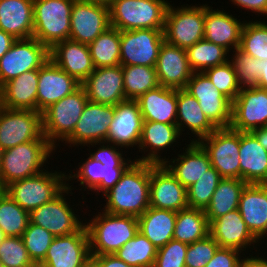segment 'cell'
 <instances>
[{
    "label": "cell",
    "instance_id": "cell-46",
    "mask_svg": "<svg viewBox=\"0 0 267 267\" xmlns=\"http://www.w3.org/2000/svg\"><path fill=\"white\" fill-rule=\"evenodd\" d=\"M21 237L29 257L36 266L44 260L48 248L55 238L43 227L30 222Z\"/></svg>",
    "mask_w": 267,
    "mask_h": 267
},
{
    "label": "cell",
    "instance_id": "cell-34",
    "mask_svg": "<svg viewBox=\"0 0 267 267\" xmlns=\"http://www.w3.org/2000/svg\"><path fill=\"white\" fill-rule=\"evenodd\" d=\"M38 69L22 73L2 86V104L8 109L37 111Z\"/></svg>",
    "mask_w": 267,
    "mask_h": 267
},
{
    "label": "cell",
    "instance_id": "cell-39",
    "mask_svg": "<svg viewBox=\"0 0 267 267\" xmlns=\"http://www.w3.org/2000/svg\"><path fill=\"white\" fill-rule=\"evenodd\" d=\"M187 59L193 72L225 64L230 58L229 51L213 42L202 39L186 49Z\"/></svg>",
    "mask_w": 267,
    "mask_h": 267
},
{
    "label": "cell",
    "instance_id": "cell-50",
    "mask_svg": "<svg viewBox=\"0 0 267 267\" xmlns=\"http://www.w3.org/2000/svg\"><path fill=\"white\" fill-rule=\"evenodd\" d=\"M187 249L188 244L172 239L157 249L153 267H185Z\"/></svg>",
    "mask_w": 267,
    "mask_h": 267
},
{
    "label": "cell",
    "instance_id": "cell-35",
    "mask_svg": "<svg viewBox=\"0 0 267 267\" xmlns=\"http://www.w3.org/2000/svg\"><path fill=\"white\" fill-rule=\"evenodd\" d=\"M176 216L175 211L149 207L137 217L138 231L159 249L173 239Z\"/></svg>",
    "mask_w": 267,
    "mask_h": 267
},
{
    "label": "cell",
    "instance_id": "cell-48",
    "mask_svg": "<svg viewBox=\"0 0 267 267\" xmlns=\"http://www.w3.org/2000/svg\"><path fill=\"white\" fill-rule=\"evenodd\" d=\"M204 73L208 76L217 90L231 101H233L241 91L235 71L229 61L225 64L208 68Z\"/></svg>",
    "mask_w": 267,
    "mask_h": 267
},
{
    "label": "cell",
    "instance_id": "cell-38",
    "mask_svg": "<svg viewBox=\"0 0 267 267\" xmlns=\"http://www.w3.org/2000/svg\"><path fill=\"white\" fill-rule=\"evenodd\" d=\"M94 68L120 65V30L109 27L89 45Z\"/></svg>",
    "mask_w": 267,
    "mask_h": 267
},
{
    "label": "cell",
    "instance_id": "cell-62",
    "mask_svg": "<svg viewBox=\"0 0 267 267\" xmlns=\"http://www.w3.org/2000/svg\"><path fill=\"white\" fill-rule=\"evenodd\" d=\"M83 267H103L93 256H91Z\"/></svg>",
    "mask_w": 267,
    "mask_h": 267
},
{
    "label": "cell",
    "instance_id": "cell-31",
    "mask_svg": "<svg viewBox=\"0 0 267 267\" xmlns=\"http://www.w3.org/2000/svg\"><path fill=\"white\" fill-rule=\"evenodd\" d=\"M240 179L267 184V150L251 132H240Z\"/></svg>",
    "mask_w": 267,
    "mask_h": 267
},
{
    "label": "cell",
    "instance_id": "cell-53",
    "mask_svg": "<svg viewBox=\"0 0 267 267\" xmlns=\"http://www.w3.org/2000/svg\"><path fill=\"white\" fill-rule=\"evenodd\" d=\"M132 163H105L102 167V181L93 189L97 194L99 191L104 195L121 178L122 174Z\"/></svg>",
    "mask_w": 267,
    "mask_h": 267
},
{
    "label": "cell",
    "instance_id": "cell-2",
    "mask_svg": "<svg viewBox=\"0 0 267 267\" xmlns=\"http://www.w3.org/2000/svg\"><path fill=\"white\" fill-rule=\"evenodd\" d=\"M54 150L48 140L29 141L5 149L0 163V190L14 181L43 172Z\"/></svg>",
    "mask_w": 267,
    "mask_h": 267
},
{
    "label": "cell",
    "instance_id": "cell-36",
    "mask_svg": "<svg viewBox=\"0 0 267 267\" xmlns=\"http://www.w3.org/2000/svg\"><path fill=\"white\" fill-rule=\"evenodd\" d=\"M246 185V182L237 178H223L219 182L209 206L205 209L209 224L214 219L238 209L240 196Z\"/></svg>",
    "mask_w": 267,
    "mask_h": 267
},
{
    "label": "cell",
    "instance_id": "cell-4",
    "mask_svg": "<svg viewBox=\"0 0 267 267\" xmlns=\"http://www.w3.org/2000/svg\"><path fill=\"white\" fill-rule=\"evenodd\" d=\"M166 0H114L109 6L111 27L120 31L164 29Z\"/></svg>",
    "mask_w": 267,
    "mask_h": 267
},
{
    "label": "cell",
    "instance_id": "cell-10",
    "mask_svg": "<svg viewBox=\"0 0 267 267\" xmlns=\"http://www.w3.org/2000/svg\"><path fill=\"white\" fill-rule=\"evenodd\" d=\"M199 143L207 151L212 167L222 178L240 179V132L231 127L217 128Z\"/></svg>",
    "mask_w": 267,
    "mask_h": 267
},
{
    "label": "cell",
    "instance_id": "cell-26",
    "mask_svg": "<svg viewBox=\"0 0 267 267\" xmlns=\"http://www.w3.org/2000/svg\"><path fill=\"white\" fill-rule=\"evenodd\" d=\"M209 234L219 247L233 248L240 252L259 242L247 228L238 209L214 219L209 224Z\"/></svg>",
    "mask_w": 267,
    "mask_h": 267
},
{
    "label": "cell",
    "instance_id": "cell-49",
    "mask_svg": "<svg viewBox=\"0 0 267 267\" xmlns=\"http://www.w3.org/2000/svg\"><path fill=\"white\" fill-rule=\"evenodd\" d=\"M218 247V243L210 234L189 244L185 257V267H205L213 258Z\"/></svg>",
    "mask_w": 267,
    "mask_h": 267
},
{
    "label": "cell",
    "instance_id": "cell-52",
    "mask_svg": "<svg viewBox=\"0 0 267 267\" xmlns=\"http://www.w3.org/2000/svg\"><path fill=\"white\" fill-rule=\"evenodd\" d=\"M88 145L86 146L89 147V149H90V145L91 147L94 145H98V146L100 145V147L96 151L89 153V155L93 159L102 163L103 165L105 163H133L134 162L130 158L127 159L123 157L124 154H123V150L121 149L122 147H119V146L116 147V145L114 144L107 143V142H100V143H91ZM119 148L121 149V151H119L120 150Z\"/></svg>",
    "mask_w": 267,
    "mask_h": 267
},
{
    "label": "cell",
    "instance_id": "cell-20",
    "mask_svg": "<svg viewBox=\"0 0 267 267\" xmlns=\"http://www.w3.org/2000/svg\"><path fill=\"white\" fill-rule=\"evenodd\" d=\"M88 101L116 105L125 98L122 65L99 67L81 83Z\"/></svg>",
    "mask_w": 267,
    "mask_h": 267
},
{
    "label": "cell",
    "instance_id": "cell-28",
    "mask_svg": "<svg viewBox=\"0 0 267 267\" xmlns=\"http://www.w3.org/2000/svg\"><path fill=\"white\" fill-rule=\"evenodd\" d=\"M180 136L177 125L143 121L137 148L139 152L143 150L144 154L147 151L149 152L146 156L142 155V157L134 161L163 164L165 159L161 157L160 151L168 150L174 143H178L176 140H179Z\"/></svg>",
    "mask_w": 267,
    "mask_h": 267
},
{
    "label": "cell",
    "instance_id": "cell-60",
    "mask_svg": "<svg viewBox=\"0 0 267 267\" xmlns=\"http://www.w3.org/2000/svg\"><path fill=\"white\" fill-rule=\"evenodd\" d=\"M251 133L256 137L261 146L267 150V126L254 129Z\"/></svg>",
    "mask_w": 267,
    "mask_h": 267
},
{
    "label": "cell",
    "instance_id": "cell-9",
    "mask_svg": "<svg viewBox=\"0 0 267 267\" xmlns=\"http://www.w3.org/2000/svg\"><path fill=\"white\" fill-rule=\"evenodd\" d=\"M69 184L71 183L68 182L67 186L51 201L32 210L29 213L30 223L43 227L54 237L78 232L85 223H82L83 220L79 219V215H76L69 202H66L65 194L73 195L70 192L74 189L73 185Z\"/></svg>",
    "mask_w": 267,
    "mask_h": 267
},
{
    "label": "cell",
    "instance_id": "cell-37",
    "mask_svg": "<svg viewBox=\"0 0 267 267\" xmlns=\"http://www.w3.org/2000/svg\"><path fill=\"white\" fill-rule=\"evenodd\" d=\"M209 235L205 211L187 207L177 212L173 239L192 244Z\"/></svg>",
    "mask_w": 267,
    "mask_h": 267
},
{
    "label": "cell",
    "instance_id": "cell-6",
    "mask_svg": "<svg viewBox=\"0 0 267 267\" xmlns=\"http://www.w3.org/2000/svg\"><path fill=\"white\" fill-rule=\"evenodd\" d=\"M65 174L66 172L45 170L35 176L14 181L3 190L30 213L51 201L67 186Z\"/></svg>",
    "mask_w": 267,
    "mask_h": 267
},
{
    "label": "cell",
    "instance_id": "cell-17",
    "mask_svg": "<svg viewBox=\"0 0 267 267\" xmlns=\"http://www.w3.org/2000/svg\"><path fill=\"white\" fill-rule=\"evenodd\" d=\"M90 257L89 235L84 225L76 233L55 237L37 267H83Z\"/></svg>",
    "mask_w": 267,
    "mask_h": 267
},
{
    "label": "cell",
    "instance_id": "cell-57",
    "mask_svg": "<svg viewBox=\"0 0 267 267\" xmlns=\"http://www.w3.org/2000/svg\"><path fill=\"white\" fill-rule=\"evenodd\" d=\"M251 256V257H249ZM247 258L243 257L241 258L240 267H267V260L259 256H252L249 254Z\"/></svg>",
    "mask_w": 267,
    "mask_h": 267
},
{
    "label": "cell",
    "instance_id": "cell-32",
    "mask_svg": "<svg viewBox=\"0 0 267 267\" xmlns=\"http://www.w3.org/2000/svg\"><path fill=\"white\" fill-rule=\"evenodd\" d=\"M177 127L181 135L186 128L191 131L197 138H191V142H199L217 129L202 112L197 99L185 89H177Z\"/></svg>",
    "mask_w": 267,
    "mask_h": 267
},
{
    "label": "cell",
    "instance_id": "cell-8",
    "mask_svg": "<svg viewBox=\"0 0 267 267\" xmlns=\"http://www.w3.org/2000/svg\"><path fill=\"white\" fill-rule=\"evenodd\" d=\"M205 4L181 5L175 8L169 4L164 27L165 41L179 48L187 49L204 39Z\"/></svg>",
    "mask_w": 267,
    "mask_h": 267
},
{
    "label": "cell",
    "instance_id": "cell-7",
    "mask_svg": "<svg viewBox=\"0 0 267 267\" xmlns=\"http://www.w3.org/2000/svg\"><path fill=\"white\" fill-rule=\"evenodd\" d=\"M87 102L86 91L80 86L42 112L43 134L55 148L57 140L64 143L73 133Z\"/></svg>",
    "mask_w": 267,
    "mask_h": 267
},
{
    "label": "cell",
    "instance_id": "cell-25",
    "mask_svg": "<svg viewBox=\"0 0 267 267\" xmlns=\"http://www.w3.org/2000/svg\"><path fill=\"white\" fill-rule=\"evenodd\" d=\"M185 152L178 154V158L165 159L163 163L176 179L187 189L196 183L211 167L207 151L199 142H189Z\"/></svg>",
    "mask_w": 267,
    "mask_h": 267
},
{
    "label": "cell",
    "instance_id": "cell-66",
    "mask_svg": "<svg viewBox=\"0 0 267 267\" xmlns=\"http://www.w3.org/2000/svg\"><path fill=\"white\" fill-rule=\"evenodd\" d=\"M0 267H4L3 264H2V262H1V260H0Z\"/></svg>",
    "mask_w": 267,
    "mask_h": 267
},
{
    "label": "cell",
    "instance_id": "cell-19",
    "mask_svg": "<svg viewBox=\"0 0 267 267\" xmlns=\"http://www.w3.org/2000/svg\"><path fill=\"white\" fill-rule=\"evenodd\" d=\"M150 207L178 212L188 206L187 189L164 164L150 163Z\"/></svg>",
    "mask_w": 267,
    "mask_h": 267
},
{
    "label": "cell",
    "instance_id": "cell-11",
    "mask_svg": "<svg viewBox=\"0 0 267 267\" xmlns=\"http://www.w3.org/2000/svg\"><path fill=\"white\" fill-rule=\"evenodd\" d=\"M34 140H47L43 134L42 113L2 107L0 146L5 150Z\"/></svg>",
    "mask_w": 267,
    "mask_h": 267
},
{
    "label": "cell",
    "instance_id": "cell-29",
    "mask_svg": "<svg viewBox=\"0 0 267 267\" xmlns=\"http://www.w3.org/2000/svg\"><path fill=\"white\" fill-rule=\"evenodd\" d=\"M243 22V23H242ZM237 20L225 10H213L205 4L204 39L230 50L240 46L244 21Z\"/></svg>",
    "mask_w": 267,
    "mask_h": 267
},
{
    "label": "cell",
    "instance_id": "cell-27",
    "mask_svg": "<svg viewBox=\"0 0 267 267\" xmlns=\"http://www.w3.org/2000/svg\"><path fill=\"white\" fill-rule=\"evenodd\" d=\"M49 58L80 83L95 69L89 46L70 39L56 43L49 50Z\"/></svg>",
    "mask_w": 267,
    "mask_h": 267
},
{
    "label": "cell",
    "instance_id": "cell-45",
    "mask_svg": "<svg viewBox=\"0 0 267 267\" xmlns=\"http://www.w3.org/2000/svg\"><path fill=\"white\" fill-rule=\"evenodd\" d=\"M235 52V54H234ZM229 62L232 64L240 89L258 86L260 78V59L254 58L237 48L233 50Z\"/></svg>",
    "mask_w": 267,
    "mask_h": 267
},
{
    "label": "cell",
    "instance_id": "cell-51",
    "mask_svg": "<svg viewBox=\"0 0 267 267\" xmlns=\"http://www.w3.org/2000/svg\"><path fill=\"white\" fill-rule=\"evenodd\" d=\"M104 165L99 161L93 159L91 156L86 159V161H82L81 166L79 165L78 171L73 172L70 171L69 174L66 175L67 181L76 180L80 182L79 186L81 185L83 188L89 189L87 191H93V189L102 181V167ZM72 174V175H71Z\"/></svg>",
    "mask_w": 267,
    "mask_h": 267
},
{
    "label": "cell",
    "instance_id": "cell-23",
    "mask_svg": "<svg viewBox=\"0 0 267 267\" xmlns=\"http://www.w3.org/2000/svg\"><path fill=\"white\" fill-rule=\"evenodd\" d=\"M155 69L159 84L173 89H185L193 74L186 49L166 41L161 45Z\"/></svg>",
    "mask_w": 267,
    "mask_h": 267
},
{
    "label": "cell",
    "instance_id": "cell-56",
    "mask_svg": "<svg viewBox=\"0 0 267 267\" xmlns=\"http://www.w3.org/2000/svg\"><path fill=\"white\" fill-rule=\"evenodd\" d=\"M91 256H93L103 267H132L120 260L115 254Z\"/></svg>",
    "mask_w": 267,
    "mask_h": 267
},
{
    "label": "cell",
    "instance_id": "cell-64",
    "mask_svg": "<svg viewBox=\"0 0 267 267\" xmlns=\"http://www.w3.org/2000/svg\"><path fill=\"white\" fill-rule=\"evenodd\" d=\"M3 152H4V149L0 146V163H1V159L3 157Z\"/></svg>",
    "mask_w": 267,
    "mask_h": 267
},
{
    "label": "cell",
    "instance_id": "cell-44",
    "mask_svg": "<svg viewBox=\"0 0 267 267\" xmlns=\"http://www.w3.org/2000/svg\"><path fill=\"white\" fill-rule=\"evenodd\" d=\"M223 178L211 167L205 174L187 188V203L190 208L204 210L209 206L217 185Z\"/></svg>",
    "mask_w": 267,
    "mask_h": 267
},
{
    "label": "cell",
    "instance_id": "cell-41",
    "mask_svg": "<svg viewBox=\"0 0 267 267\" xmlns=\"http://www.w3.org/2000/svg\"><path fill=\"white\" fill-rule=\"evenodd\" d=\"M29 222V212L0 190V229L3 236L21 237Z\"/></svg>",
    "mask_w": 267,
    "mask_h": 267
},
{
    "label": "cell",
    "instance_id": "cell-59",
    "mask_svg": "<svg viewBox=\"0 0 267 267\" xmlns=\"http://www.w3.org/2000/svg\"><path fill=\"white\" fill-rule=\"evenodd\" d=\"M257 87L267 90V60H260V78Z\"/></svg>",
    "mask_w": 267,
    "mask_h": 267
},
{
    "label": "cell",
    "instance_id": "cell-22",
    "mask_svg": "<svg viewBox=\"0 0 267 267\" xmlns=\"http://www.w3.org/2000/svg\"><path fill=\"white\" fill-rule=\"evenodd\" d=\"M143 125L136 100H125L115 105V114L105 142L127 148L139 144Z\"/></svg>",
    "mask_w": 267,
    "mask_h": 267
},
{
    "label": "cell",
    "instance_id": "cell-54",
    "mask_svg": "<svg viewBox=\"0 0 267 267\" xmlns=\"http://www.w3.org/2000/svg\"><path fill=\"white\" fill-rule=\"evenodd\" d=\"M241 253L233 248L218 247L205 267H240Z\"/></svg>",
    "mask_w": 267,
    "mask_h": 267
},
{
    "label": "cell",
    "instance_id": "cell-14",
    "mask_svg": "<svg viewBox=\"0 0 267 267\" xmlns=\"http://www.w3.org/2000/svg\"><path fill=\"white\" fill-rule=\"evenodd\" d=\"M185 90L197 99L202 112L216 128L230 127L232 101L217 90L204 72H193Z\"/></svg>",
    "mask_w": 267,
    "mask_h": 267
},
{
    "label": "cell",
    "instance_id": "cell-55",
    "mask_svg": "<svg viewBox=\"0 0 267 267\" xmlns=\"http://www.w3.org/2000/svg\"><path fill=\"white\" fill-rule=\"evenodd\" d=\"M234 5L246 10H251L252 13L267 15V0H230Z\"/></svg>",
    "mask_w": 267,
    "mask_h": 267
},
{
    "label": "cell",
    "instance_id": "cell-12",
    "mask_svg": "<svg viewBox=\"0 0 267 267\" xmlns=\"http://www.w3.org/2000/svg\"><path fill=\"white\" fill-rule=\"evenodd\" d=\"M49 59V49L36 38L16 39L0 58V87L22 73L40 69Z\"/></svg>",
    "mask_w": 267,
    "mask_h": 267
},
{
    "label": "cell",
    "instance_id": "cell-65",
    "mask_svg": "<svg viewBox=\"0 0 267 267\" xmlns=\"http://www.w3.org/2000/svg\"><path fill=\"white\" fill-rule=\"evenodd\" d=\"M3 234H2V231H1V229H0V243L2 242V239H3Z\"/></svg>",
    "mask_w": 267,
    "mask_h": 267
},
{
    "label": "cell",
    "instance_id": "cell-33",
    "mask_svg": "<svg viewBox=\"0 0 267 267\" xmlns=\"http://www.w3.org/2000/svg\"><path fill=\"white\" fill-rule=\"evenodd\" d=\"M0 29L15 39L31 38L34 30L33 0H0Z\"/></svg>",
    "mask_w": 267,
    "mask_h": 267
},
{
    "label": "cell",
    "instance_id": "cell-16",
    "mask_svg": "<svg viewBox=\"0 0 267 267\" xmlns=\"http://www.w3.org/2000/svg\"><path fill=\"white\" fill-rule=\"evenodd\" d=\"M110 26L109 7L74 1L70 17V40L89 45Z\"/></svg>",
    "mask_w": 267,
    "mask_h": 267
},
{
    "label": "cell",
    "instance_id": "cell-18",
    "mask_svg": "<svg viewBox=\"0 0 267 267\" xmlns=\"http://www.w3.org/2000/svg\"><path fill=\"white\" fill-rule=\"evenodd\" d=\"M267 126V90L259 87L241 89L232 101L230 127L239 132H251Z\"/></svg>",
    "mask_w": 267,
    "mask_h": 267
},
{
    "label": "cell",
    "instance_id": "cell-40",
    "mask_svg": "<svg viewBox=\"0 0 267 267\" xmlns=\"http://www.w3.org/2000/svg\"><path fill=\"white\" fill-rule=\"evenodd\" d=\"M125 98L137 100L147 91L159 86L155 67L122 66Z\"/></svg>",
    "mask_w": 267,
    "mask_h": 267
},
{
    "label": "cell",
    "instance_id": "cell-1",
    "mask_svg": "<svg viewBox=\"0 0 267 267\" xmlns=\"http://www.w3.org/2000/svg\"><path fill=\"white\" fill-rule=\"evenodd\" d=\"M150 163L134 161L103 196L105 212L139 217L150 207Z\"/></svg>",
    "mask_w": 267,
    "mask_h": 267
},
{
    "label": "cell",
    "instance_id": "cell-5",
    "mask_svg": "<svg viewBox=\"0 0 267 267\" xmlns=\"http://www.w3.org/2000/svg\"><path fill=\"white\" fill-rule=\"evenodd\" d=\"M75 0H33V36L49 50L69 39L70 17Z\"/></svg>",
    "mask_w": 267,
    "mask_h": 267
},
{
    "label": "cell",
    "instance_id": "cell-61",
    "mask_svg": "<svg viewBox=\"0 0 267 267\" xmlns=\"http://www.w3.org/2000/svg\"><path fill=\"white\" fill-rule=\"evenodd\" d=\"M79 1L100 4L109 7L114 0H79Z\"/></svg>",
    "mask_w": 267,
    "mask_h": 267
},
{
    "label": "cell",
    "instance_id": "cell-13",
    "mask_svg": "<svg viewBox=\"0 0 267 267\" xmlns=\"http://www.w3.org/2000/svg\"><path fill=\"white\" fill-rule=\"evenodd\" d=\"M164 29H138L120 31V65L155 67L161 45L165 41Z\"/></svg>",
    "mask_w": 267,
    "mask_h": 267
},
{
    "label": "cell",
    "instance_id": "cell-63",
    "mask_svg": "<svg viewBox=\"0 0 267 267\" xmlns=\"http://www.w3.org/2000/svg\"><path fill=\"white\" fill-rule=\"evenodd\" d=\"M3 104H2V87H0V110L2 109Z\"/></svg>",
    "mask_w": 267,
    "mask_h": 267
},
{
    "label": "cell",
    "instance_id": "cell-47",
    "mask_svg": "<svg viewBox=\"0 0 267 267\" xmlns=\"http://www.w3.org/2000/svg\"><path fill=\"white\" fill-rule=\"evenodd\" d=\"M0 260L4 267H37L29 257L22 237H3Z\"/></svg>",
    "mask_w": 267,
    "mask_h": 267
},
{
    "label": "cell",
    "instance_id": "cell-42",
    "mask_svg": "<svg viewBox=\"0 0 267 267\" xmlns=\"http://www.w3.org/2000/svg\"><path fill=\"white\" fill-rule=\"evenodd\" d=\"M114 254L132 267H153L157 248L138 231Z\"/></svg>",
    "mask_w": 267,
    "mask_h": 267
},
{
    "label": "cell",
    "instance_id": "cell-15",
    "mask_svg": "<svg viewBox=\"0 0 267 267\" xmlns=\"http://www.w3.org/2000/svg\"><path fill=\"white\" fill-rule=\"evenodd\" d=\"M115 114V106L88 101L73 133L65 140L69 147L105 142Z\"/></svg>",
    "mask_w": 267,
    "mask_h": 267
},
{
    "label": "cell",
    "instance_id": "cell-3",
    "mask_svg": "<svg viewBox=\"0 0 267 267\" xmlns=\"http://www.w3.org/2000/svg\"><path fill=\"white\" fill-rule=\"evenodd\" d=\"M93 217L90 222H85L91 255L114 254L138 233L135 216L103 211Z\"/></svg>",
    "mask_w": 267,
    "mask_h": 267
},
{
    "label": "cell",
    "instance_id": "cell-21",
    "mask_svg": "<svg viewBox=\"0 0 267 267\" xmlns=\"http://www.w3.org/2000/svg\"><path fill=\"white\" fill-rule=\"evenodd\" d=\"M81 86L50 58L38 69L37 111L43 112L53 103L72 94Z\"/></svg>",
    "mask_w": 267,
    "mask_h": 267
},
{
    "label": "cell",
    "instance_id": "cell-58",
    "mask_svg": "<svg viewBox=\"0 0 267 267\" xmlns=\"http://www.w3.org/2000/svg\"><path fill=\"white\" fill-rule=\"evenodd\" d=\"M16 39L0 29V58L10 49Z\"/></svg>",
    "mask_w": 267,
    "mask_h": 267
},
{
    "label": "cell",
    "instance_id": "cell-43",
    "mask_svg": "<svg viewBox=\"0 0 267 267\" xmlns=\"http://www.w3.org/2000/svg\"><path fill=\"white\" fill-rule=\"evenodd\" d=\"M239 49L254 58L267 60V23L256 20L245 21Z\"/></svg>",
    "mask_w": 267,
    "mask_h": 267
},
{
    "label": "cell",
    "instance_id": "cell-24",
    "mask_svg": "<svg viewBox=\"0 0 267 267\" xmlns=\"http://www.w3.org/2000/svg\"><path fill=\"white\" fill-rule=\"evenodd\" d=\"M238 211L247 228L258 240L267 236V184H247L243 189Z\"/></svg>",
    "mask_w": 267,
    "mask_h": 267
},
{
    "label": "cell",
    "instance_id": "cell-30",
    "mask_svg": "<svg viewBox=\"0 0 267 267\" xmlns=\"http://www.w3.org/2000/svg\"><path fill=\"white\" fill-rule=\"evenodd\" d=\"M136 101L143 121L177 125V89L159 85Z\"/></svg>",
    "mask_w": 267,
    "mask_h": 267
}]
</instances>
